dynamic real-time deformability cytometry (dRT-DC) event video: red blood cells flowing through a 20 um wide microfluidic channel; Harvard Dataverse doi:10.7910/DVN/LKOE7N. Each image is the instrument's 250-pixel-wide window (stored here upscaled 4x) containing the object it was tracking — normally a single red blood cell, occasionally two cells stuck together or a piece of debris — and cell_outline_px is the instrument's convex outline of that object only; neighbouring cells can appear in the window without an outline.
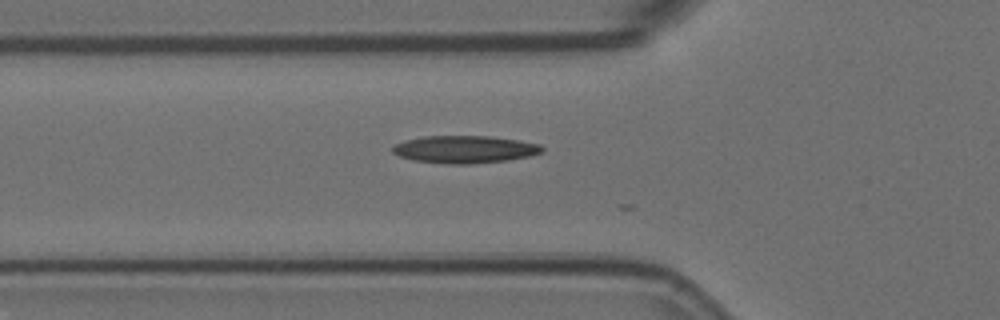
{"species": "Egyptian fruit bat (a non-hibernating species)", "species_latin": "Rousettus aegyptiacus", "temperature_condition": "room temperature", "stored_images_in_passage": 6, "camera_frame_rate_fps": 3000, "um_per_image_px": 0.085, "animal": {"sex": "female"}, "frame": {"image": 1, "passage_image": 2, "time_ms": 0.333, "image_size_px": [1000, 320], "cell_outline_px": [[544, 148], [540, 152], [528, 156], [508, 160], [472, 164], [448, 164], [412, 160], [400, 156], [392, 152], [392, 148], [396, 144], [404, 140], [424, 136], [488, 136], [516, 140], [540, 144]], "centroid_in_image_um": [39.46, 12.7], "position_along_channel_um": 86.3, "area_um2": 23.81}}
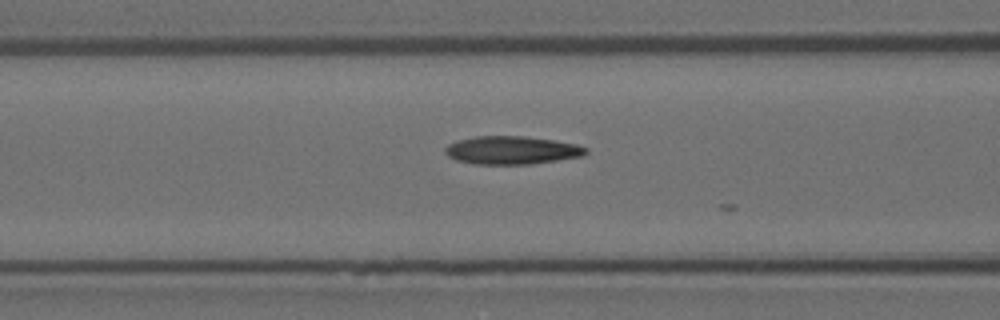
{"frame": {"image": 2, "passage_image": 5, "time_ms": 1.333, "image_size_px": [1000, 320], "cell_outline_px": [[588, 152], [580, 156], [532, 164], [476, 164], [456, 160], [448, 156], [444, 152], [444, 148], [448, 144], [456, 140], [476, 136], [524, 136], [552, 140], [576, 144], [588, 148]], "centroid_in_image_um": [43.45, 12.76], "position_along_channel_um": 123.1, "area_um2": 23.0}}